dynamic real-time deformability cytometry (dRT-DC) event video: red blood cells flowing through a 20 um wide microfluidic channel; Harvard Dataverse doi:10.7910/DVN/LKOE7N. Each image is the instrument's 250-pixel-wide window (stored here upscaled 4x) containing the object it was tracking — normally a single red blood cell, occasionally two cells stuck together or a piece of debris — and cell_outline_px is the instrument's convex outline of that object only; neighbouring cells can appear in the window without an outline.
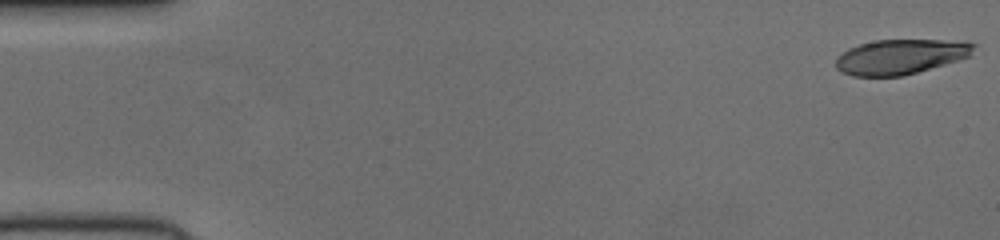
{"species": "human", "species_latin": "Homo sapiens", "temperature_condition": "cold", "stored_images_in_passage": 52, "camera_frame_rate_fps": 3000, "um_per_image_px": 0.085, "donor": {"sex": "female"}, "frame": {"image": 1, "passage_image": 1, "time_ms": 0.0, "image_size_px": [1000, 240], "cell_outline_px": [[976, 44], [968, 56], [944, 64], [904, 76], [852, 76], [840, 72], [836, 68], [836, 56], [848, 48], [860, 44], [876, 40], [968, 40]], "centroid_in_image_um": [76.51, 4.81], "position_along_channel_um": 8.5, "area_um2": 28.15}}
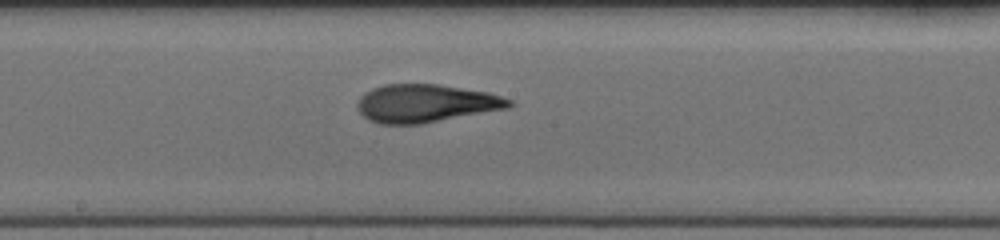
{"frame": {"image": 2, "passage_image": 28, "time_ms": 9.0, "image_size_px": [1000, 240], "cell_outline_px": [[516, 104], [508, 108], [420, 124], [380, 124], [368, 120], [356, 108], [356, 104], [360, 96], [364, 92], [372, 88], [384, 84], [440, 84], [488, 92], [512, 100]], "centroid_in_image_um": [36.17, 8.78], "position_along_channel_um": 212.0, "area_um2": 33.81}}
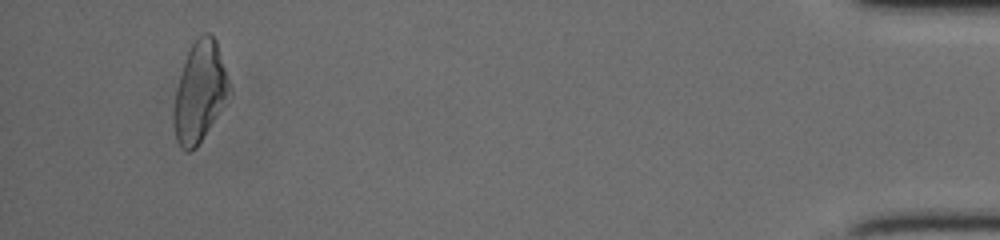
{"frame": {"image": 3, "passage_image": 49, "time_ms": 16.0, "image_size_px": [1000, 240], "cell_outline_px": [[232, 92], [196, 148], [188, 152], [184, 152], [180, 148], [176, 140], [172, 116], [172, 112], [176, 92], [180, 76], [188, 52], [196, 36], [204, 32], [212, 32], [216, 40]], "centroid_in_image_um": [16.97, 7.82], "position_along_channel_um": 418.2, "area_um2": 32.37}}